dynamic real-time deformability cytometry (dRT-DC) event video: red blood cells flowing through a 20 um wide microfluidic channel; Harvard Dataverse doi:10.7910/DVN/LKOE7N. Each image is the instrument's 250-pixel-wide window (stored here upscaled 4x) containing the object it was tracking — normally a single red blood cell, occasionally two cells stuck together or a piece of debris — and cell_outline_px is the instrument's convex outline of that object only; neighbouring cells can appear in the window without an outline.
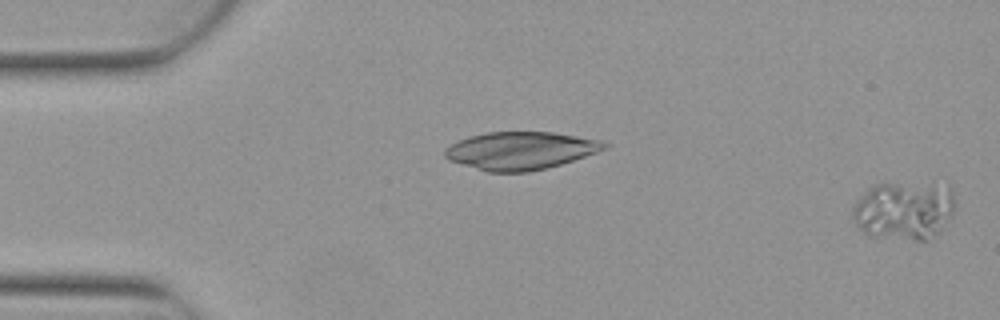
{"species": "Egyptian fruit bat (a non-hibernating species)", "species_latin": "Rousettus aegyptiacus", "temperature_condition": "warm", "stored_images_in_passage": 6, "camera_frame_rate_fps": 3000, "um_per_image_px": 0.085, "animal": {"sex": "female"}, "frame": {"image": 1, "passage_image": 1, "time_ms": 0.0, "image_size_px": [1000, 320], "cell_outline_px": [[956, 204], [952, 212], [940, 232], [924, 240], [916, 240], [868, 236], [852, 220], [852, 208], [856, 200], [872, 184], [896, 184], [948, 188], [952, 192]], "centroid_in_image_um": [76.76, 17.93], "position_along_channel_um": 8.2, "area_um2": 34.22}}